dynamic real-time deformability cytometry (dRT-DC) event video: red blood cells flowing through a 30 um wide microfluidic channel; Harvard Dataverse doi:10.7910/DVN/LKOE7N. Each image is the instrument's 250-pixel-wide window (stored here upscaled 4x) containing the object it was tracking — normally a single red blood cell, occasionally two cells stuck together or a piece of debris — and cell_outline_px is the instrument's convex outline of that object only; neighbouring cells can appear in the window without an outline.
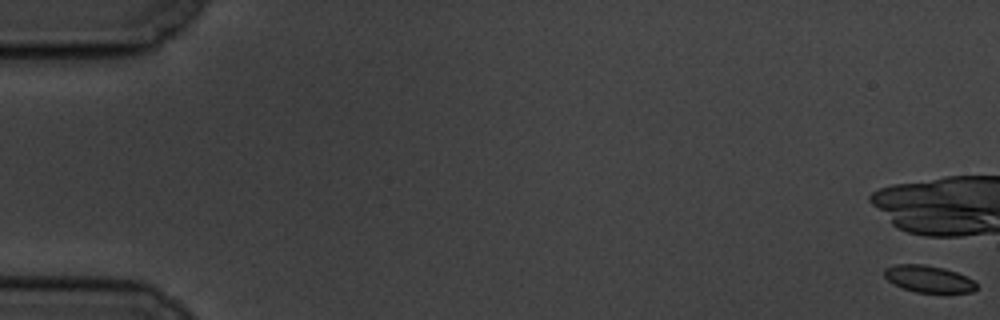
{"species": "common noctule bat (a hibernating species)", "species_latin": "Nyctalus noctula", "temperature_condition": "cold", "stored_images_in_passage": 8, "camera_frame_rate_fps": 3000, "um_per_image_px": 0.085, "animal": {"sex": "male", "body_mass_g": 19.5, "forearm_length_mm": 54.6}, "frame": {"image": 1, "passage_image": 1, "time_ms": 0.0, "image_size_px": [1000, 320], "cell_outline_px": [[976, 288], [972, 292], [916, 292], [904, 288], [888, 280], [884, 276], [884, 268], [896, 264], [924, 264], [944, 268], [956, 272], [972, 280], [976, 284]], "centroid_in_image_um": [78.9, 23.69], "position_along_channel_um": 6.1, "area_um2": 14.16}}